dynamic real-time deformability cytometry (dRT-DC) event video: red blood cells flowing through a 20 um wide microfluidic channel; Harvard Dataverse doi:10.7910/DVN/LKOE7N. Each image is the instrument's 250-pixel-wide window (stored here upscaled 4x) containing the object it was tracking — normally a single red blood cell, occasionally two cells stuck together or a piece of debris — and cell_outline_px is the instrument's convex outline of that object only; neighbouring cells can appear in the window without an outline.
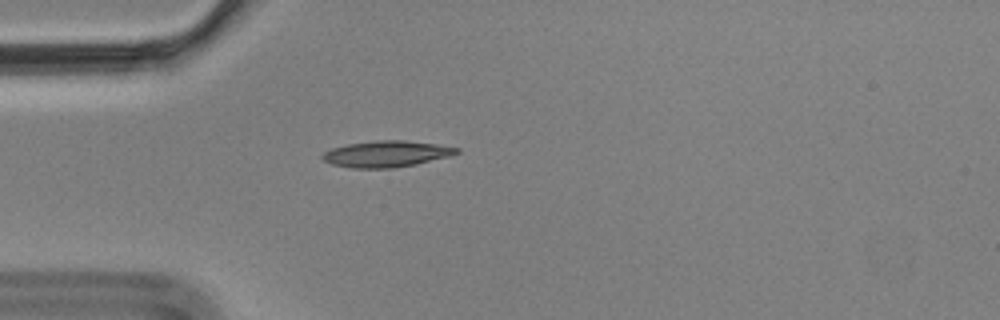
{"species": "Egyptian fruit bat (a non-hibernating species)", "species_latin": "Rousettus aegyptiacus", "temperature_condition": "cold", "stored_images_in_passage": 1, "camera_frame_rate_fps": 3000, "um_per_image_px": 0.085, "animal": {"sex": "male"}, "frame": {"image": 1, "passage_image": 1, "time_ms": 0.0, "image_size_px": [1000, 320], "cell_outline_px": [[460, 152], [448, 156], [416, 164], [392, 168], [352, 168], [332, 164], [324, 160], [320, 156], [324, 152], [332, 148], [348, 144], [376, 140], [404, 140], [436, 144], [460, 148]], "centroid_in_image_um": [32.83, 13.08], "position_along_channel_um": 52.2, "area_um2": 20.4}}